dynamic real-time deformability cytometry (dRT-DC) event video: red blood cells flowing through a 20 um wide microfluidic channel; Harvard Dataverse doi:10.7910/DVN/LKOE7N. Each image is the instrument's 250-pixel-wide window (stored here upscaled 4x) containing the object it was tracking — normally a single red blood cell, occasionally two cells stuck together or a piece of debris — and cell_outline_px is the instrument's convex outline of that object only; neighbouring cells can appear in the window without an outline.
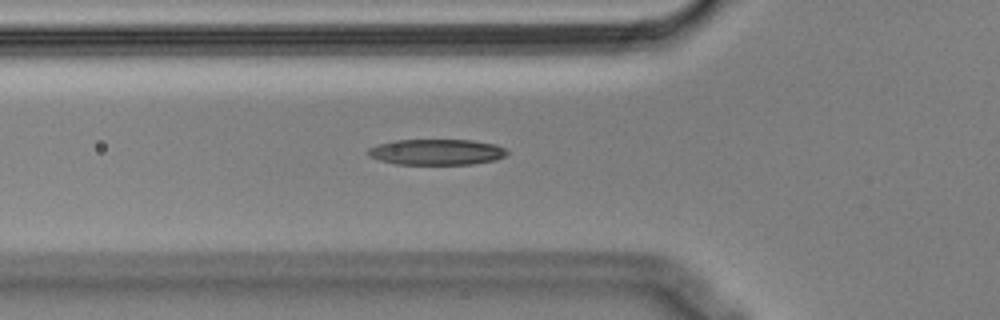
{"species": "Egyptian fruit bat (a non-hibernating species)", "species_latin": "Rousettus aegyptiacus", "temperature_condition": "cold", "stored_images_in_passage": 38, "camera_frame_rate_fps": 3000, "um_per_image_px": 0.085, "animal": {"sex": "male"}, "frame": {"image": 1, "passage_image": 2, "time_ms": 0.333, "image_size_px": [1000, 320], "cell_outline_px": [[508, 152], [504, 156], [496, 160], [472, 164], [396, 164], [380, 160], [368, 156], [364, 152], [368, 148], [376, 144], [396, 140], [472, 140], [496, 144], [504, 148]], "centroid_in_image_um": [37.07, 12.92], "position_along_channel_um": 88.7, "area_um2": 21.04}}
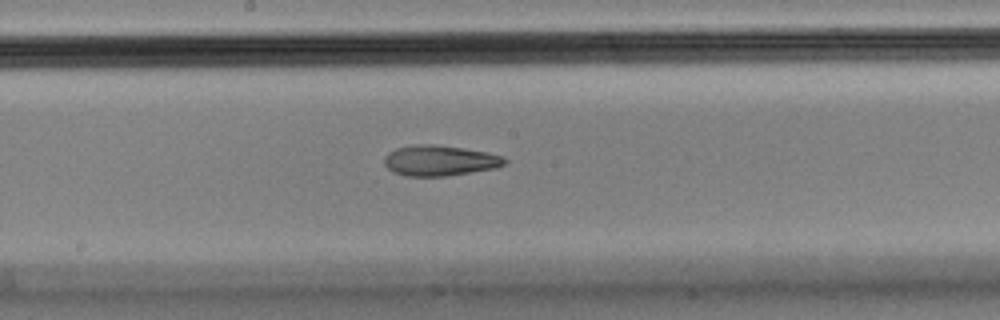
{"frame": {"image": 2, "passage_image": 12, "time_ms": 3.667, "image_size_px": [1000, 320], "cell_outline_px": [[508, 160], [504, 164], [496, 168], [444, 176], [404, 176], [392, 172], [384, 164], [384, 156], [388, 152], [396, 148], [416, 144], [432, 144], [488, 152], [504, 156]], "centroid_in_image_um": [37.35, 13.65], "position_along_channel_um": 210.8, "area_um2": 21.44}}
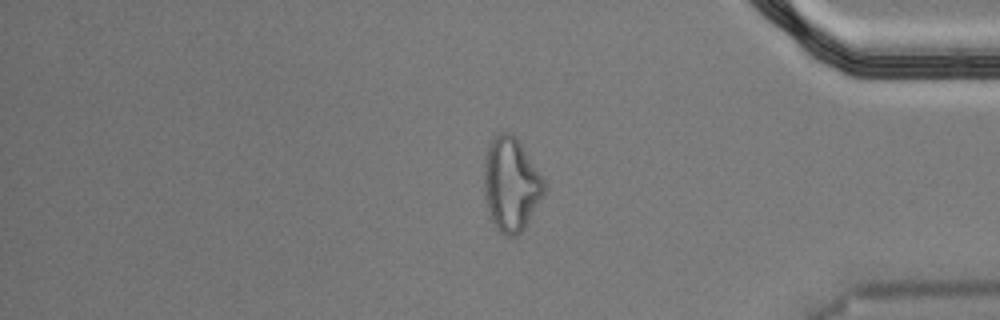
{"frame": {"image": 3, "passage_image": 29, "time_ms": 9.333, "image_size_px": [1000, 320], "cell_outline_px": [[548, 188], [524, 228], [516, 236], [504, 236], [496, 228], [492, 220], [488, 208], [484, 188], [484, 160], [488, 144], [492, 136], [500, 132], [512, 132], [516, 136], [544, 180]], "centroid_in_image_um": [43.44, 15.64], "position_along_channel_um": 391.8, "area_um2": 32.95}, "authors_computed_cell_mechanics": {"area_um2": 21.5016, "velocity_mm_per_s": 3.63, "shape_relaxation_time_tau1_ms": 5.0071, "shape_relaxation_time_tau2_ms": 4.3628, "deformation_change_tau1": 0.1797, "deformation_change_tau2": 0.1417}}